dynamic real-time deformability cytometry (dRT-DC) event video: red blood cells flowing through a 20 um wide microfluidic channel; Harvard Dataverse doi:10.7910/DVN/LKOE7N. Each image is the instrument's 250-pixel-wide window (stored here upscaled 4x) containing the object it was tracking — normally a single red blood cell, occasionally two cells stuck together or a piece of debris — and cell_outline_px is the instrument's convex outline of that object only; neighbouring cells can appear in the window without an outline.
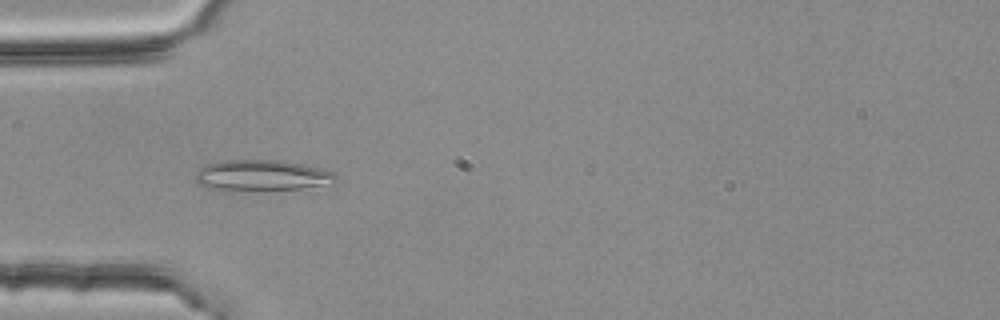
{"species": "common noctule bat (a hibernating species)", "species_latin": "Nyctalus noctula", "temperature_condition": "room temperature", "stored_images_in_passage": 4, "camera_frame_rate_fps": 3000, "um_per_image_px": 0.085, "animal": {"sex": "female", "body_mass_g": 25.1}, "frame": {"image": 1, "passage_image": 4, "time_ms": 1.0, "image_size_px": [1000, 320], "cell_outline_px": [[336, 180], [320, 184], [300, 188], [228, 192], [208, 188], [200, 184], [196, 180], [196, 172], [200, 168], [208, 164], [224, 160], [280, 160], [320, 168], [336, 172]], "centroid_in_image_um": [22.17, 14.92], "position_along_channel_um": 62.8, "area_um2": 25.2}}